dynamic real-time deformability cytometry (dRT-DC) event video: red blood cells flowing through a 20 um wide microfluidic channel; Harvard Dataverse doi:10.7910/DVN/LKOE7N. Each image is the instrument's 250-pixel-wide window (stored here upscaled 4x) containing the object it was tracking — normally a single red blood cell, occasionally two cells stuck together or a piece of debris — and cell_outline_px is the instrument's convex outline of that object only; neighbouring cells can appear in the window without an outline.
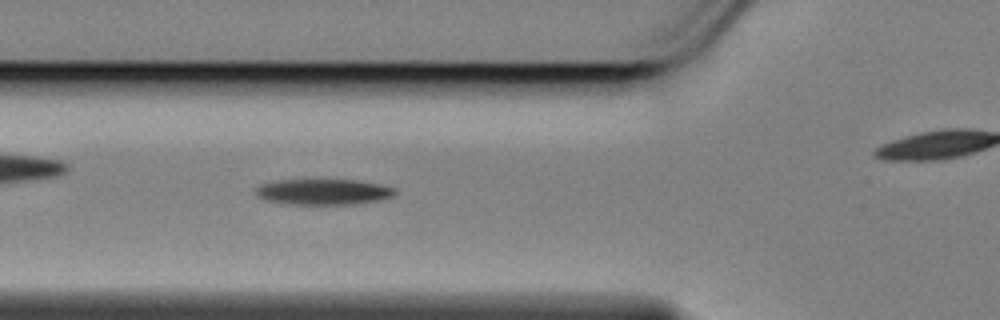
{"species": "Egyptian fruit bat (a non-hibernating species)", "species_latin": "Rousettus aegyptiacus", "temperature_condition": "cold", "stored_images_in_passage": 44, "camera_frame_rate_fps": 3000, "um_per_image_px": 0.085, "animal": {"sex": "female"}, "frame": {"image": 1, "passage_image": 6, "time_ms": 1.667, "image_size_px": [1000, 320], "cell_outline_px": [[396, 192], [392, 196], [380, 200], [352, 204], [288, 204], [264, 200], [256, 196], [256, 188], [260, 184], [276, 180], [356, 180], [380, 184], [396, 188]], "centroid_in_image_um": [27.46, 16.3], "position_along_channel_um": 98.3, "area_um2": 20.92}}
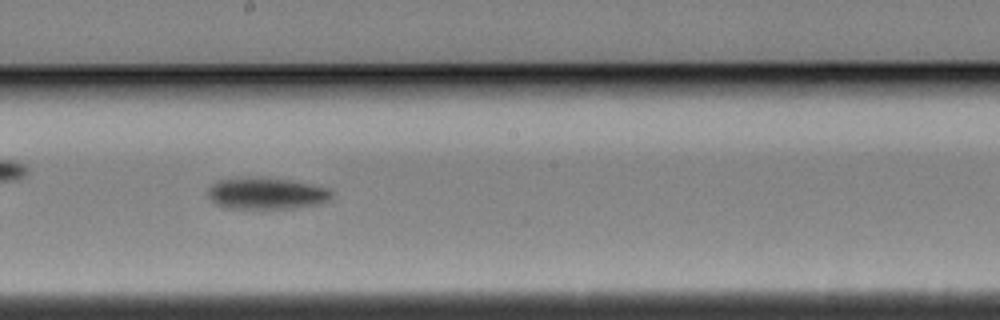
{"frame": {"image": 2, "passage_image": 17, "time_ms": 5.333, "image_size_px": [1000, 320], "cell_outline_px": [[332, 200], [320, 204], [296, 208], [236, 208], [220, 204], [212, 200], [208, 196], [208, 188], [212, 184], [220, 180], [288, 180], [312, 184], [328, 188], [332, 192]], "centroid_in_image_um": [22.77, 16.48], "position_along_channel_um": 225.4, "area_um2": 21.73}}
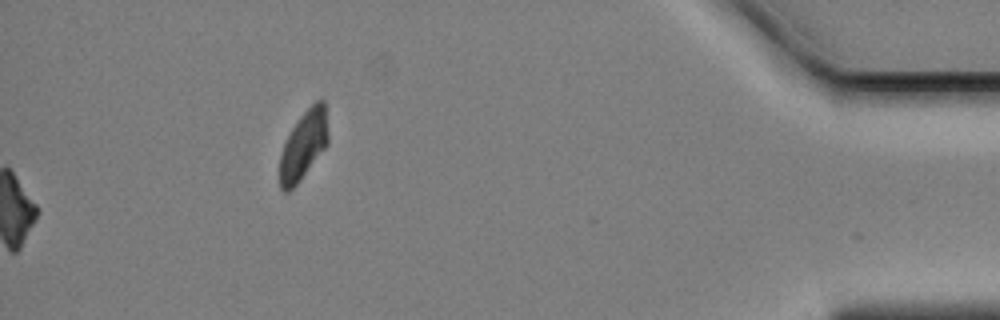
{"frame": {"image": 3, "passage_image": 44, "time_ms": 14.333, "image_size_px": [1000, 320], "cell_outline_px": [[328, 144], [296, 184], [288, 192], [284, 192], [280, 188], [280, 152], [292, 128], [300, 116], [316, 100], [324, 100], [328, 132]], "centroid_in_image_um": [25.8, 12.33], "position_along_channel_um": 409.4, "area_um2": 19.02}, "authors_computed_cell_mechanics": {"area_um2": 21.3282, "velocity_mm_per_s": 3.4589, "shape_relaxation_time_tau1_ms": 1.8719, "shape_relaxation_time_tau2_ms": null, "deformation_change_tau1": 0.1137, "deformation_change_tau2": null}}